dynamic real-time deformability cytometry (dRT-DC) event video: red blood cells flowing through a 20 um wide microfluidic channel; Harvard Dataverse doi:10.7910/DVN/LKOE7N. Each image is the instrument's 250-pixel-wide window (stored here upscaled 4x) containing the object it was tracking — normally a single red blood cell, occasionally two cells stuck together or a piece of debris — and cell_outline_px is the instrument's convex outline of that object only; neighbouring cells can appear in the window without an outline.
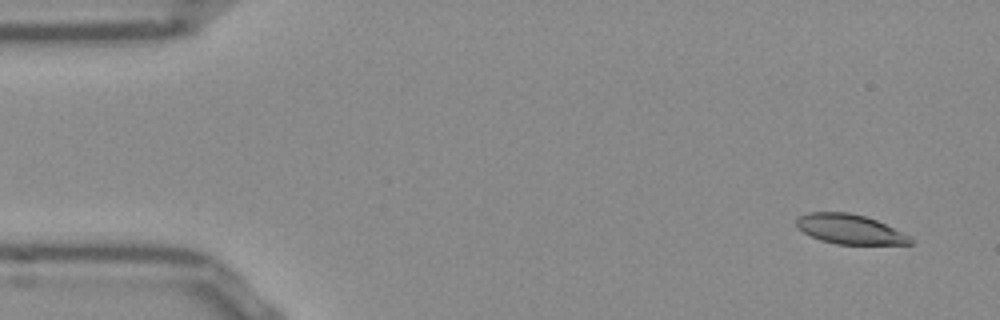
{"species": "Egyptian fruit bat (a non-hibernating species)", "species_latin": "Rousettus aegyptiacus", "temperature_condition": "room temperature", "stored_images_in_passage": 50, "camera_frame_rate_fps": 3000, "um_per_image_px": 0.085, "frame": {"image": 1, "passage_image": 1, "time_ms": 0.0, "image_size_px": [1000, 320], "cell_outline_px": [[912, 244], [836, 244], [820, 240], [796, 228], [796, 220], [800, 216], [808, 212], [848, 212], [864, 216], [876, 220], [908, 236], [912, 240]], "centroid_in_image_um": [72.17, 19.48], "position_along_channel_um": 12.8, "area_um2": 19.36}}
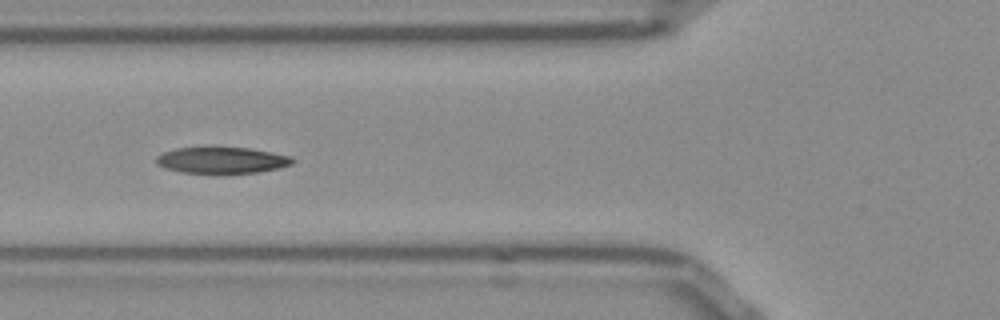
{"frame": {"image": 2, "passage_image": 17, "time_ms": 5.333, "image_size_px": [1000, 320], "cell_outline_px": [[296, 160], [292, 164], [280, 168], [260, 172], [184, 172], [164, 168], [156, 164], [156, 156], [164, 152], [176, 148], [204, 144], [248, 148], [292, 156]], "centroid_in_image_um": [18.83, 13.56], "position_along_channel_um": 107.0, "area_um2": 21.5}}
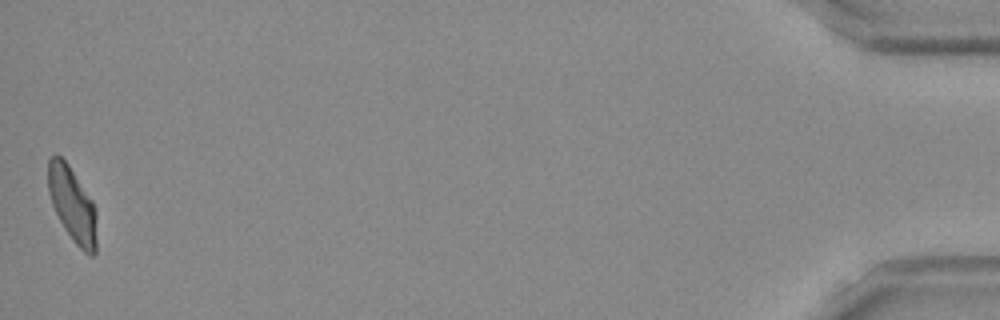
{"frame": {"image": 3, "passage_image": 50, "time_ms": 16.333, "image_size_px": [1000, 320], "cell_outline_px": [[96, 252], [92, 256], [84, 252], [72, 240], [64, 228], [52, 204], [48, 192], [48, 160], [52, 156], [60, 156], [68, 164], [92, 200], [96, 208]], "centroid_in_image_um": [6.16, 17.41], "position_along_channel_um": 429.0, "area_um2": 21.04}, "authors_computed_cell_mechanics": {"area_um2": 21.2993, "velocity_mm_per_s": 3.8345, "shape_relaxation_time_tau1_ms": 5.793, "shape_relaxation_time_tau2_ms": 3.1648, "deformation_change_tau1": 0.1732, "deformation_change_tau2": 0.0824}}